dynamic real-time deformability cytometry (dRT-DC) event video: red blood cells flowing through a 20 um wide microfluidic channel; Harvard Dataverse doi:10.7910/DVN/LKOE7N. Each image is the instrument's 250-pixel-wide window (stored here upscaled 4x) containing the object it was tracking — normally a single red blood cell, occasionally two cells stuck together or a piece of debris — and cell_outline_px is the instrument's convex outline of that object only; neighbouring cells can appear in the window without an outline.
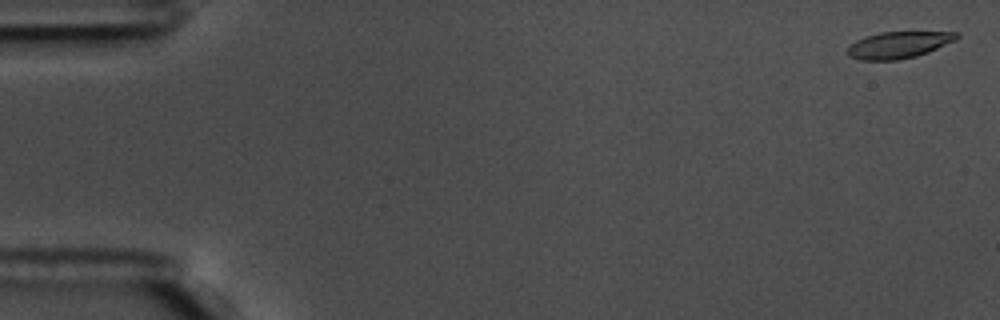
{"species": "common noctule bat (a hibernating species)", "species_latin": "Nyctalus noctula", "temperature_condition": "warm", "stored_images_in_passage": 47, "camera_frame_rate_fps": 3000, "um_per_image_px": 0.085, "animal": {"sex": "male", "body_mass_g": 17.5, "forearm_length_mm": 52.3}, "frame": {"image": 1, "passage_image": 2, "time_ms": 0.333, "image_size_px": [1000, 320], "cell_outline_px": [[960, 36], [956, 40], [928, 52], [916, 56], [896, 60], [860, 60], [848, 56], [848, 48], [856, 40], [864, 36], [880, 32], [960, 32]], "centroid_in_image_um": [76.39, 3.81], "position_along_channel_um": 8.6, "area_um2": 16.94}}
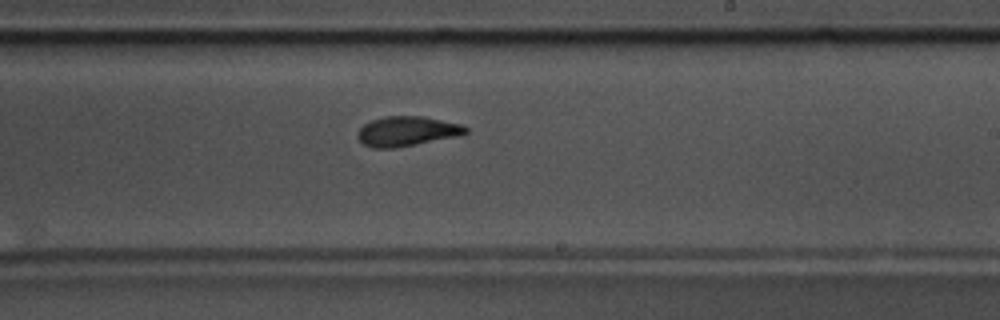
{"frame": {"image": 2, "passage_image": 35, "time_ms": 11.333, "image_size_px": [1000, 320], "cell_outline_px": [[468, 132], [456, 136], [396, 148], [372, 148], [364, 144], [356, 136], [360, 128], [364, 124], [372, 120], [384, 116], [424, 116], [460, 124], [468, 128]], "centroid_in_image_um": [34.56, 11.15], "position_along_channel_um": 254.4, "area_um2": 18.61}, "authors_computed_cell_mechanics": {"area_um2": 18.5538, "velocity_mm_per_s": 3.5839, "shape_relaxation_time_tau1_ms": null, "shape_relaxation_time_tau2_ms": 1.3574, "deformation_change_tau1": null, "deformation_change_tau2": 0.0718}}